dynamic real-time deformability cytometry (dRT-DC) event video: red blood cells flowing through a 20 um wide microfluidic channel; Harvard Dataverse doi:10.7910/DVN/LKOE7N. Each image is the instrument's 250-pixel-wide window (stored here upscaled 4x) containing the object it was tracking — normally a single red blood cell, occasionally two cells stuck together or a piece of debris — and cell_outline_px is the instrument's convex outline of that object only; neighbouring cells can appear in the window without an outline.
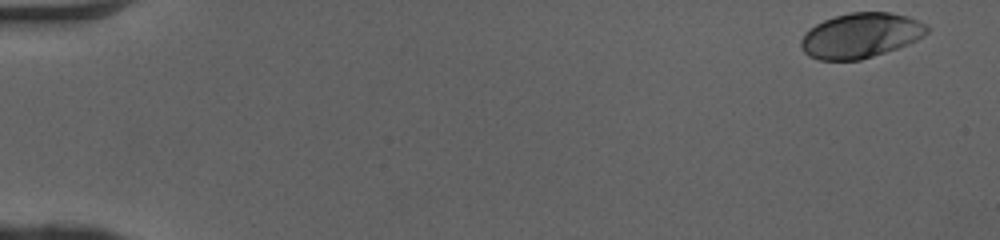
{"species": "human", "species_latin": "Homo sapiens", "temperature_condition": "cold", "stored_images_in_passage": 49, "camera_frame_rate_fps": 3000, "um_per_image_px": 0.085, "donor": {"sex": "female"}, "frame": {"image": 1, "passage_image": 1, "time_ms": 0.0, "image_size_px": [1000, 240], "cell_outline_px": [[928, 32], [924, 36], [908, 44], [860, 60], [820, 60], [808, 56], [804, 52], [800, 44], [800, 40], [804, 32], [808, 28], [824, 20], [836, 16], [852, 12], [888, 12], [908, 16], [928, 24]], "centroid_in_image_um": [73.14, 3.01], "position_along_channel_um": 11.9, "area_um2": 33.06}}
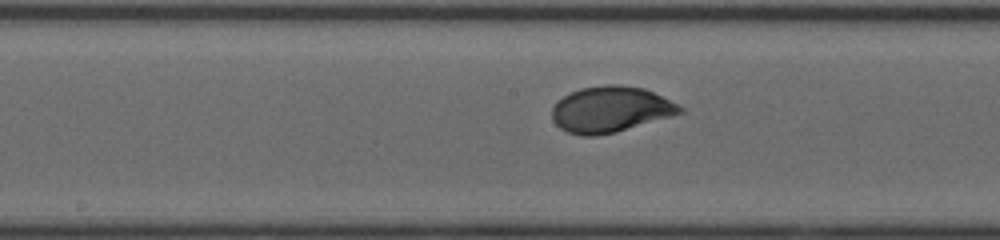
{"frame": {"image": 2, "passage_image": 26, "time_ms": 8.333, "image_size_px": [1000, 240], "cell_outline_px": [[684, 112], [672, 116], [616, 132], [596, 136], [580, 136], [568, 132], [560, 128], [552, 120], [552, 108], [564, 96], [580, 88], [608, 84], [620, 84], [644, 88], [684, 108]], "centroid_in_image_um": [51.88, 9.31], "position_along_channel_um": 196.3, "area_um2": 34.04}}
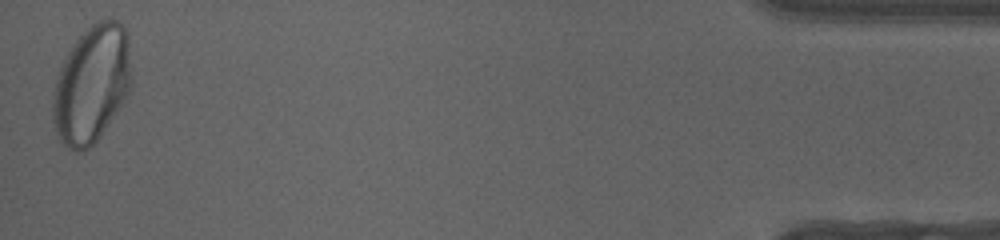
{"frame": {"image": 3, "passage_image": 49, "time_ms": 16.0, "image_size_px": [1000, 240], "cell_outline_px": [[132, 88], [100, 136], [84, 152], [76, 152], [68, 148], [60, 140], [56, 132], [52, 120], [52, 104], [56, 76], [72, 44], [92, 24], [100, 20], [116, 20], [124, 24], [128, 32], [132, 76]], "centroid_in_image_um": [7.81, 7.15], "position_along_channel_um": 427.4, "area_um2": 54.22}, "authors_computed_cell_mechanics": {"area_um2": 33.6974, "velocity_mm_per_s": 4.0737, "shape_relaxation_time_tau1_ms": 2.3662, "shape_relaxation_time_tau2_ms": null, "deformation_change_tau1": 0.1416, "deformation_change_tau2": null}}